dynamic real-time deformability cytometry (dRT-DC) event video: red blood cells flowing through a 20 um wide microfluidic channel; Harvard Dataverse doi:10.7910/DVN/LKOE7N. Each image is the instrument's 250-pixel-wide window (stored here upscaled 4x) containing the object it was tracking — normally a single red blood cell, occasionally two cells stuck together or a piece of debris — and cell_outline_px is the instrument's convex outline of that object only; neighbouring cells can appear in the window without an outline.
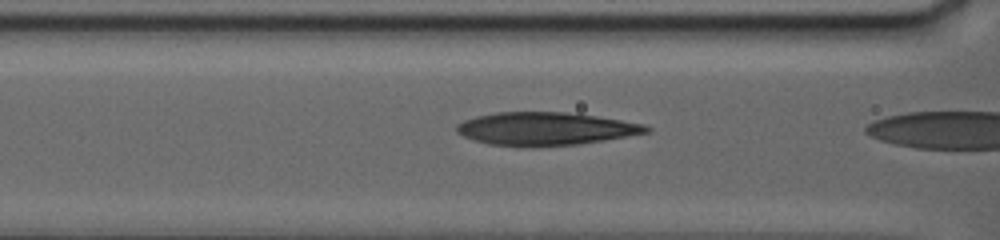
{"species": "human", "species_latin": "Homo sapiens", "temperature_condition": "warm", "stored_images_in_passage": 6, "camera_frame_rate_fps": 3000, "um_per_image_px": 0.085, "donor": {"sex": "female"}, "frame": {"image": 1, "passage_image": 5, "time_ms": 2.0, "image_size_px": [1000, 240], "cell_outline_px": [[652, 128], [648, 132], [604, 140], [576, 144], [532, 148], [528, 148], [488, 144], [472, 140], [456, 132], [456, 124], [464, 120], [476, 116], [496, 112], [564, 112], [596, 116], [644, 124]], "centroid_in_image_um": [46.3, 10.96], "position_along_channel_um": 120.3, "area_um2": 36.7}}